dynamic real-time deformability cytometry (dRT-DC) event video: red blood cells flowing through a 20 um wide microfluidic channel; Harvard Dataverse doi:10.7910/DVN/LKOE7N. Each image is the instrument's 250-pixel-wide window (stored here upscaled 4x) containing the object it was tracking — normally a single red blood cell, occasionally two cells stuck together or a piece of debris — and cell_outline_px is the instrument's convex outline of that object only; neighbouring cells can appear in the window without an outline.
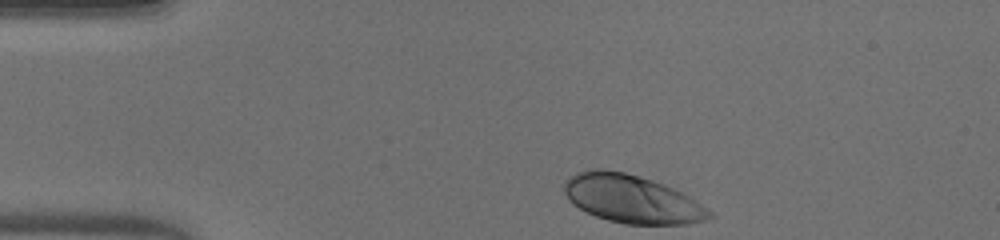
{"species": "human", "species_latin": "Homo sapiens", "temperature_condition": "warm", "stored_images_in_passage": 35, "camera_frame_rate_fps": 3000, "um_per_image_px": 0.085, "donor": {"sex": "male"}, "frame": {"image": 1, "passage_image": 1, "time_ms": 0.0, "image_size_px": [1000, 240], "cell_outline_px": [[716, 216], [704, 220], [688, 224], [624, 224], [608, 220], [596, 216], [572, 204], [568, 200], [564, 192], [564, 180], [568, 176], [576, 172], [588, 168], [600, 168], [624, 172], [652, 180], [664, 184], [688, 196], [712, 212]], "centroid_in_image_um": [53.65, 16.9], "position_along_channel_um": 31.3, "area_um2": 40.75}}
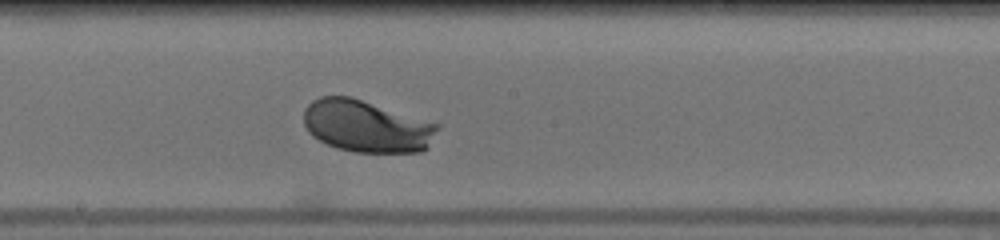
{"frame": {"image": 2, "passage_image": 19, "time_ms": 6.0, "image_size_px": [1000, 240], "cell_outline_px": [[440, 128], [428, 148], [420, 152], [356, 152], [336, 148], [312, 136], [308, 132], [304, 124], [304, 108], [312, 100], [320, 96], [352, 96], [440, 124]], "centroid_in_image_um": [31.17, 10.72], "position_along_channel_um": 217.0, "area_um2": 40.98}}
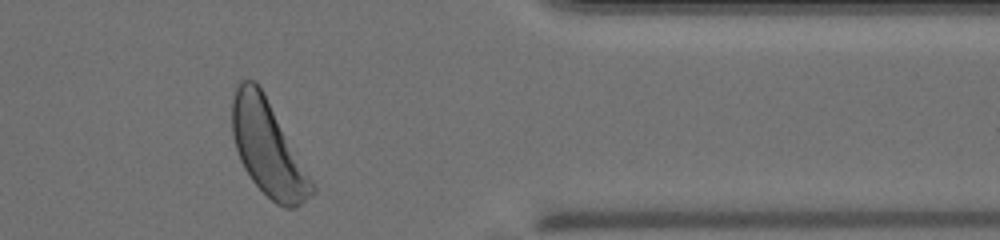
{"frame": {"image": 3, "passage_image": 33, "time_ms": 10.667, "image_size_px": [1000, 240], "cell_outline_px": [[316, 192], [296, 208], [284, 208], [276, 204], [252, 180], [244, 168], [240, 160], [232, 136], [232, 100], [236, 84], [240, 80], [256, 80], [264, 92], [312, 180], [316, 188]], "centroid_in_image_um": [22.76, 12.59], "position_along_channel_um": 388.6, "area_um2": 43.75}, "authors_computed_cell_mechanics": {"area_um2": 40.6334, "velocity_mm_per_s": 4.0432, "shape_relaxation_time_tau1_ms": 1.7065, "shape_relaxation_time_tau2_ms": null, "deformation_change_tau1": 0.1253, "deformation_change_tau2": null}}